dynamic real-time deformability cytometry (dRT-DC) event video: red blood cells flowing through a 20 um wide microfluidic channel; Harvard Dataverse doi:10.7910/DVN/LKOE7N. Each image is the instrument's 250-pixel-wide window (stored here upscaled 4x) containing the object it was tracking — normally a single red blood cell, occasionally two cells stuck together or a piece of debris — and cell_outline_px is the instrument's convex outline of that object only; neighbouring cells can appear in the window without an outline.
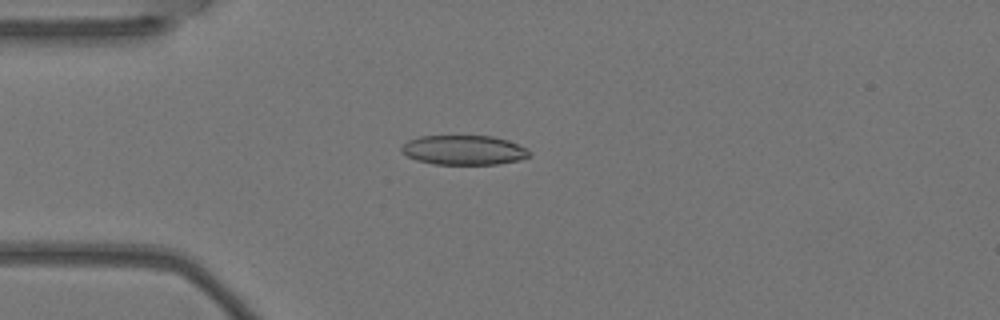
{"species": "Egyptian fruit bat (a non-hibernating species)", "species_latin": "Rousettus aegyptiacus", "temperature_condition": "warm", "stored_images_in_passage": 3, "camera_frame_rate_fps": 3000, "um_per_image_px": 0.085, "animal": {"sex": "female"}, "frame": {"image": 1, "passage_image": 3, "time_ms": 0.667, "image_size_px": [1000, 320], "cell_outline_px": [[532, 152], [528, 156], [520, 160], [496, 164], [432, 164], [416, 160], [400, 152], [400, 148], [408, 140], [420, 136], [492, 136], [508, 140], [528, 148]], "centroid_in_image_um": [39.43, 12.75], "position_along_channel_um": 45.6, "area_um2": 22.14}}